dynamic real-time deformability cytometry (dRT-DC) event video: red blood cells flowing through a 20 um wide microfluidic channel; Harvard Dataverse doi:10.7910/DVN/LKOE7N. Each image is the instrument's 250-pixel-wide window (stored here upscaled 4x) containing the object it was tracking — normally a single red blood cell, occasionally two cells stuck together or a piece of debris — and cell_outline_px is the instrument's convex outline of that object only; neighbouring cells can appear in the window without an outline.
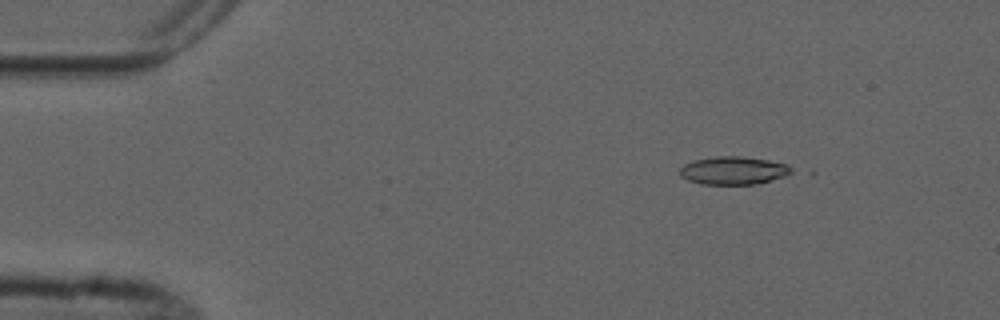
{"species": "common noctule bat (a hibernating species)", "species_latin": "Nyctalus noctula", "temperature_condition": "cold", "stored_images_in_passage": 6, "camera_frame_rate_fps": 3000, "um_per_image_px": 0.085, "animal": {"sex": "male", "forearm_length_mm": 52.5}, "frame": {"image": 1, "passage_image": 2, "time_ms": 1.0, "image_size_px": [1000, 320], "cell_outline_px": [[792, 172], [784, 176], [752, 184], [700, 184], [688, 180], [680, 176], [680, 168], [684, 164], [692, 160], [716, 156], [740, 156], [768, 160], [784, 164], [792, 168]], "centroid_in_image_um": [62.27, 14.48], "position_along_channel_um": 22.7, "area_um2": 17.98}}
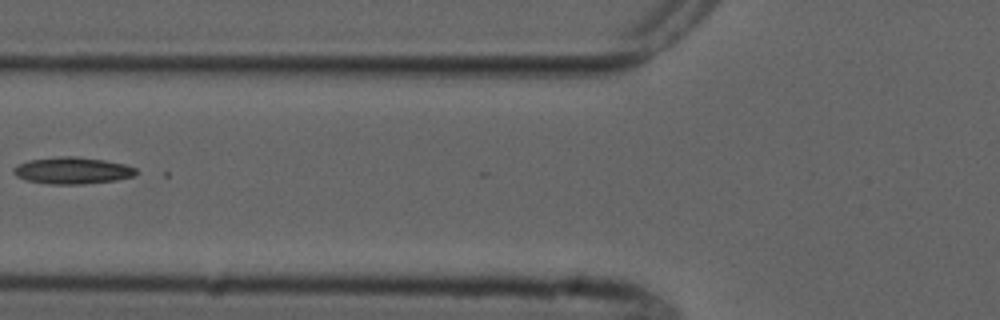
{"frame": {"image": 2, "passage_image": 6, "time_ms": 5.667, "image_size_px": [1000, 320], "cell_outline_px": [[136, 172], [132, 176], [116, 180], [84, 184], [48, 184], [24, 180], [16, 176], [12, 172], [12, 168], [16, 164], [28, 160], [60, 156], [76, 156], [104, 160], [124, 164], [136, 168]], "centroid_in_image_um": [6.08, 14.49], "position_along_channel_um": 119.7, "area_um2": 19.25}}